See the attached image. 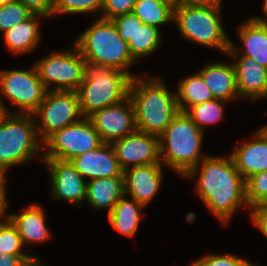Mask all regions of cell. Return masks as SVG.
<instances>
[{
  "instance_id": "6da1fadb",
  "label": "cell",
  "mask_w": 267,
  "mask_h": 266,
  "mask_svg": "<svg viewBox=\"0 0 267 266\" xmlns=\"http://www.w3.org/2000/svg\"><path fill=\"white\" fill-rule=\"evenodd\" d=\"M196 175L197 195L223 224L226 225L242 205L245 204L249 208L245 198V180L237 170L231 155H208L184 177L194 180Z\"/></svg>"
},
{
  "instance_id": "7a4b0ae2",
  "label": "cell",
  "mask_w": 267,
  "mask_h": 266,
  "mask_svg": "<svg viewBox=\"0 0 267 266\" xmlns=\"http://www.w3.org/2000/svg\"><path fill=\"white\" fill-rule=\"evenodd\" d=\"M137 131L160 136L179 113L176 93L158 77L135 76L129 86Z\"/></svg>"
},
{
  "instance_id": "3957f363",
  "label": "cell",
  "mask_w": 267,
  "mask_h": 266,
  "mask_svg": "<svg viewBox=\"0 0 267 266\" xmlns=\"http://www.w3.org/2000/svg\"><path fill=\"white\" fill-rule=\"evenodd\" d=\"M203 135L189 116L179 111L159 136L160 162L184 177L207 156H200Z\"/></svg>"
},
{
  "instance_id": "277c9868",
  "label": "cell",
  "mask_w": 267,
  "mask_h": 266,
  "mask_svg": "<svg viewBox=\"0 0 267 266\" xmlns=\"http://www.w3.org/2000/svg\"><path fill=\"white\" fill-rule=\"evenodd\" d=\"M131 77L120 70L84 61V80L76 90L84 117L129 96Z\"/></svg>"
},
{
  "instance_id": "5b68a950",
  "label": "cell",
  "mask_w": 267,
  "mask_h": 266,
  "mask_svg": "<svg viewBox=\"0 0 267 266\" xmlns=\"http://www.w3.org/2000/svg\"><path fill=\"white\" fill-rule=\"evenodd\" d=\"M74 44L86 61L109 66L127 73L131 78L135 77L129 67L137 61L130 54L128 43L119 35L112 20L96 19Z\"/></svg>"
},
{
  "instance_id": "8992f818",
  "label": "cell",
  "mask_w": 267,
  "mask_h": 266,
  "mask_svg": "<svg viewBox=\"0 0 267 266\" xmlns=\"http://www.w3.org/2000/svg\"><path fill=\"white\" fill-rule=\"evenodd\" d=\"M33 115L5 113L0 119V165L10 167L37 157L43 143Z\"/></svg>"
},
{
  "instance_id": "52a82bcc",
  "label": "cell",
  "mask_w": 267,
  "mask_h": 266,
  "mask_svg": "<svg viewBox=\"0 0 267 266\" xmlns=\"http://www.w3.org/2000/svg\"><path fill=\"white\" fill-rule=\"evenodd\" d=\"M222 7H189L175 4L173 22L177 24L180 34L193 43L211 46L224 54L230 46L221 23Z\"/></svg>"
},
{
  "instance_id": "ba28073f",
  "label": "cell",
  "mask_w": 267,
  "mask_h": 266,
  "mask_svg": "<svg viewBox=\"0 0 267 266\" xmlns=\"http://www.w3.org/2000/svg\"><path fill=\"white\" fill-rule=\"evenodd\" d=\"M28 70L0 71V94L17 106L15 114L33 115L48 91L41 82L36 67ZM0 97V107L5 113H11Z\"/></svg>"
},
{
  "instance_id": "9c48e42d",
  "label": "cell",
  "mask_w": 267,
  "mask_h": 266,
  "mask_svg": "<svg viewBox=\"0 0 267 266\" xmlns=\"http://www.w3.org/2000/svg\"><path fill=\"white\" fill-rule=\"evenodd\" d=\"M43 159L70 161L103 144L99 133L87 117L50 134L43 142Z\"/></svg>"
},
{
  "instance_id": "30bf717a",
  "label": "cell",
  "mask_w": 267,
  "mask_h": 266,
  "mask_svg": "<svg viewBox=\"0 0 267 266\" xmlns=\"http://www.w3.org/2000/svg\"><path fill=\"white\" fill-rule=\"evenodd\" d=\"M71 51H58L35 62L38 76L47 90L76 91L84 80V61L76 45Z\"/></svg>"
},
{
  "instance_id": "8fae6325",
  "label": "cell",
  "mask_w": 267,
  "mask_h": 266,
  "mask_svg": "<svg viewBox=\"0 0 267 266\" xmlns=\"http://www.w3.org/2000/svg\"><path fill=\"white\" fill-rule=\"evenodd\" d=\"M40 140L43 142L50 134L80 121L84 116L80 111L76 91L48 90L44 100L33 114ZM39 127V128H38Z\"/></svg>"
},
{
  "instance_id": "7c38bea8",
  "label": "cell",
  "mask_w": 267,
  "mask_h": 266,
  "mask_svg": "<svg viewBox=\"0 0 267 266\" xmlns=\"http://www.w3.org/2000/svg\"><path fill=\"white\" fill-rule=\"evenodd\" d=\"M87 118L103 143H112L137 131L135 109L129 96L118 104L93 112Z\"/></svg>"
},
{
  "instance_id": "4fadbf2b",
  "label": "cell",
  "mask_w": 267,
  "mask_h": 266,
  "mask_svg": "<svg viewBox=\"0 0 267 266\" xmlns=\"http://www.w3.org/2000/svg\"><path fill=\"white\" fill-rule=\"evenodd\" d=\"M122 170L140 165L161 163L159 137L135 131L111 143ZM131 163V164H130Z\"/></svg>"
},
{
  "instance_id": "5bb4252c",
  "label": "cell",
  "mask_w": 267,
  "mask_h": 266,
  "mask_svg": "<svg viewBox=\"0 0 267 266\" xmlns=\"http://www.w3.org/2000/svg\"><path fill=\"white\" fill-rule=\"evenodd\" d=\"M51 177V198L80 206L86 200L87 181L70 161L43 159Z\"/></svg>"
},
{
  "instance_id": "9a60e30c",
  "label": "cell",
  "mask_w": 267,
  "mask_h": 266,
  "mask_svg": "<svg viewBox=\"0 0 267 266\" xmlns=\"http://www.w3.org/2000/svg\"><path fill=\"white\" fill-rule=\"evenodd\" d=\"M162 166V163H154L124 170V194L146 207L161 186Z\"/></svg>"
},
{
  "instance_id": "2e32d148",
  "label": "cell",
  "mask_w": 267,
  "mask_h": 266,
  "mask_svg": "<svg viewBox=\"0 0 267 266\" xmlns=\"http://www.w3.org/2000/svg\"><path fill=\"white\" fill-rule=\"evenodd\" d=\"M70 162L86 181L123 175L111 143H103L71 159Z\"/></svg>"
},
{
  "instance_id": "e0dca14e",
  "label": "cell",
  "mask_w": 267,
  "mask_h": 266,
  "mask_svg": "<svg viewBox=\"0 0 267 266\" xmlns=\"http://www.w3.org/2000/svg\"><path fill=\"white\" fill-rule=\"evenodd\" d=\"M227 55L231 56L232 60H237L232 63L239 96L252 101L267 97V69L250 57L240 54Z\"/></svg>"
},
{
  "instance_id": "ac0fdd59",
  "label": "cell",
  "mask_w": 267,
  "mask_h": 266,
  "mask_svg": "<svg viewBox=\"0 0 267 266\" xmlns=\"http://www.w3.org/2000/svg\"><path fill=\"white\" fill-rule=\"evenodd\" d=\"M238 33L244 48L238 49L230 40L226 54H240L250 57L267 69V27L261 21L249 18L240 25Z\"/></svg>"
},
{
  "instance_id": "d6986e66",
  "label": "cell",
  "mask_w": 267,
  "mask_h": 266,
  "mask_svg": "<svg viewBox=\"0 0 267 266\" xmlns=\"http://www.w3.org/2000/svg\"><path fill=\"white\" fill-rule=\"evenodd\" d=\"M252 138L254 140L237 146L230 154L244 180L267 171V137L258 130Z\"/></svg>"
},
{
  "instance_id": "ffe728a7",
  "label": "cell",
  "mask_w": 267,
  "mask_h": 266,
  "mask_svg": "<svg viewBox=\"0 0 267 266\" xmlns=\"http://www.w3.org/2000/svg\"><path fill=\"white\" fill-rule=\"evenodd\" d=\"M21 213L8 214V219L17 228L23 245L41 243L51 237V232L45 225L43 208L39 204H31Z\"/></svg>"
},
{
  "instance_id": "44dd1931",
  "label": "cell",
  "mask_w": 267,
  "mask_h": 266,
  "mask_svg": "<svg viewBox=\"0 0 267 266\" xmlns=\"http://www.w3.org/2000/svg\"><path fill=\"white\" fill-rule=\"evenodd\" d=\"M215 99L230 101L239 97L233 63H209L198 72Z\"/></svg>"
},
{
  "instance_id": "7402d4cb",
  "label": "cell",
  "mask_w": 267,
  "mask_h": 266,
  "mask_svg": "<svg viewBox=\"0 0 267 266\" xmlns=\"http://www.w3.org/2000/svg\"><path fill=\"white\" fill-rule=\"evenodd\" d=\"M124 195V175L87 181L86 201L94 209H107L109 214Z\"/></svg>"
},
{
  "instance_id": "603a6c76",
  "label": "cell",
  "mask_w": 267,
  "mask_h": 266,
  "mask_svg": "<svg viewBox=\"0 0 267 266\" xmlns=\"http://www.w3.org/2000/svg\"><path fill=\"white\" fill-rule=\"evenodd\" d=\"M39 17L46 18L41 14L33 13L27 20L4 32V41L10 52L18 55L35 50L41 38Z\"/></svg>"
},
{
  "instance_id": "cb8c5ba5",
  "label": "cell",
  "mask_w": 267,
  "mask_h": 266,
  "mask_svg": "<svg viewBox=\"0 0 267 266\" xmlns=\"http://www.w3.org/2000/svg\"><path fill=\"white\" fill-rule=\"evenodd\" d=\"M125 196L124 194L120 198L107 216L113 229L126 237H132L136 234L140 223V210L145 206L133 198L128 200Z\"/></svg>"
},
{
  "instance_id": "d4e9b609",
  "label": "cell",
  "mask_w": 267,
  "mask_h": 266,
  "mask_svg": "<svg viewBox=\"0 0 267 266\" xmlns=\"http://www.w3.org/2000/svg\"><path fill=\"white\" fill-rule=\"evenodd\" d=\"M177 90L176 98L180 112H185L189 107L215 99L212 91L198 72L179 82Z\"/></svg>"
},
{
  "instance_id": "484cf974",
  "label": "cell",
  "mask_w": 267,
  "mask_h": 266,
  "mask_svg": "<svg viewBox=\"0 0 267 266\" xmlns=\"http://www.w3.org/2000/svg\"><path fill=\"white\" fill-rule=\"evenodd\" d=\"M175 4L169 0H137L133 13L143 22L159 28L174 19Z\"/></svg>"
},
{
  "instance_id": "4316f807",
  "label": "cell",
  "mask_w": 267,
  "mask_h": 266,
  "mask_svg": "<svg viewBox=\"0 0 267 266\" xmlns=\"http://www.w3.org/2000/svg\"><path fill=\"white\" fill-rule=\"evenodd\" d=\"M161 37L159 28L143 24L137 17L136 32L128 42L130 54L136 61L143 56L151 55L160 48Z\"/></svg>"
},
{
  "instance_id": "83f0119b",
  "label": "cell",
  "mask_w": 267,
  "mask_h": 266,
  "mask_svg": "<svg viewBox=\"0 0 267 266\" xmlns=\"http://www.w3.org/2000/svg\"><path fill=\"white\" fill-rule=\"evenodd\" d=\"M223 102L221 99H213L201 104L189 107L185 113L204 132V126L219 122L223 118Z\"/></svg>"
},
{
  "instance_id": "f1b7e54d",
  "label": "cell",
  "mask_w": 267,
  "mask_h": 266,
  "mask_svg": "<svg viewBox=\"0 0 267 266\" xmlns=\"http://www.w3.org/2000/svg\"><path fill=\"white\" fill-rule=\"evenodd\" d=\"M245 198L249 209L256 205L267 206V171L245 180Z\"/></svg>"
},
{
  "instance_id": "f546056e",
  "label": "cell",
  "mask_w": 267,
  "mask_h": 266,
  "mask_svg": "<svg viewBox=\"0 0 267 266\" xmlns=\"http://www.w3.org/2000/svg\"><path fill=\"white\" fill-rule=\"evenodd\" d=\"M24 245L17 228L7 218L0 220V253L11 255H28L23 248Z\"/></svg>"
},
{
  "instance_id": "4dcf8cb0",
  "label": "cell",
  "mask_w": 267,
  "mask_h": 266,
  "mask_svg": "<svg viewBox=\"0 0 267 266\" xmlns=\"http://www.w3.org/2000/svg\"><path fill=\"white\" fill-rule=\"evenodd\" d=\"M104 0H54V15L69 13H95L101 11Z\"/></svg>"
},
{
  "instance_id": "1f68e13d",
  "label": "cell",
  "mask_w": 267,
  "mask_h": 266,
  "mask_svg": "<svg viewBox=\"0 0 267 266\" xmlns=\"http://www.w3.org/2000/svg\"><path fill=\"white\" fill-rule=\"evenodd\" d=\"M32 14L18 1L0 6V31L6 32L16 24L27 20Z\"/></svg>"
},
{
  "instance_id": "d6a6232c",
  "label": "cell",
  "mask_w": 267,
  "mask_h": 266,
  "mask_svg": "<svg viewBox=\"0 0 267 266\" xmlns=\"http://www.w3.org/2000/svg\"><path fill=\"white\" fill-rule=\"evenodd\" d=\"M246 259H242L235 254H209L194 262L190 266H250Z\"/></svg>"
},
{
  "instance_id": "836d02e7",
  "label": "cell",
  "mask_w": 267,
  "mask_h": 266,
  "mask_svg": "<svg viewBox=\"0 0 267 266\" xmlns=\"http://www.w3.org/2000/svg\"><path fill=\"white\" fill-rule=\"evenodd\" d=\"M137 0H104L102 14L99 18L111 20L114 17L129 14Z\"/></svg>"
},
{
  "instance_id": "e575fe53",
  "label": "cell",
  "mask_w": 267,
  "mask_h": 266,
  "mask_svg": "<svg viewBox=\"0 0 267 266\" xmlns=\"http://www.w3.org/2000/svg\"><path fill=\"white\" fill-rule=\"evenodd\" d=\"M116 25L119 35L128 43L137 29V16L131 12L129 14L120 15L111 19Z\"/></svg>"
},
{
  "instance_id": "d590c367",
  "label": "cell",
  "mask_w": 267,
  "mask_h": 266,
  "mask_svg": "<svg viewBox=\"0 0 267 266\" xmlns=\"http://www.w3.org/2000/svg\"><path fill=\"white\" fill-rule=\"evenodd\" d=\"M0 266H43L37 256L0 253Z\"/></svg>"
},
{
  "instance_id": "8d00e7d4",
  "label": "cell",
  "mask_w": 267,
  "mask_h": 266,
  "mask_svg": "<svg viewBox=\"0 0 267 266\" xmlns=\"http://www.w3.org/2000/svg\"><path fill=\"white\" fill-rule=\"evenodd\" d=\"M32 13L50 18L54 12V0H17Z\"/></svg>"
},
{
  "instance_id": "74e56055",
  "label": "cell",
  "mask_w": 267,
  "mask_h": 266,
  "mask_svg": "<svg viewBox=\"0 0 267 266\" xmlns=\"http://www.w3.org/2000/svg\"><path fill=\"white\" fill-rule=\"evenodd\" d=\"M251 210V220L255 224L260 232L267 237V206L256 205Z\"/></svg>"
},
{
  "instance_id": "f35d334b",
  "label": "cell",
  "mask_w": 267,
  "mask_h": 266,
  "mask_svg": "<svg viewBox=\"0 0 267 266\" xmlns=\"http://www.w3.org/2000/svg\"><path fill=\"white\" fill-rule=\"evenodd\" d=\"M222 0H178L176 4L189 7H221Z\"/></svg>"
},
{
  "instance_id": "ab89813d",
  "label": "cell",
  "mask_w": 267,
  "mask_h": 266,
  "mask_svg": "<svg viewBox=\"0 0 267 266\" xmlns=\"http://www.w3.org/2000/svg\"><path fill=\"white\" fill-rule=\"evenodd\" d=\"M5 175L6 173L0 178V220H2V218H4V220L8 218V216L4 215L9 206L6 200V184L8 179Z\"/></svg>"
},
{
  "instance_id": "60d3db41",
  "label": "cell",
  "mask_w": 267,
  "mask_h": 266,
  "mask_svg": "<svg viewBox=\"0 0 267 266\" xmlns=\"http://www.w3.org/2000/svg\"><path fill=\"white\" fill-rule=\"evenodd\" d=\"M254 20H258L261 21L266 27H267V17H265L264 19L262 17H252Z\"/></svg>"
},
{
  "instance_id": "b9f144b4",
  "label": "cell",
  "mask_w": 267,
  "mask_h": 266,
  "mask_svg": "<svg viewBox=\"0 0 267 266\" xmlns=\"http://www.w3.org/2000/svg\"><path fill=\"white\" fill-rule=\"evenodd\" d=\"M17 0H0V6L2 5H6V4H10V3H14Z\"/></svg>"
},
{
  "instance_id": "7bdbcfd3",
  "label": "cell",
  "mask_w": 267,
  "mask_h": 266,
  "mask_svg": "<svg viewBox=\"0 0 267 266\" xmlns=\"http://www.w3.org/2000/svg\"><path fill=\"white\" fill-rule=\"evenodd\" d=\"M263 11H264V14L267 16V0H264V3H263Z\"/></svg>"
},
{
  "instance_id": "ee69618b",
  "label": "cell",
  "mask_w": 267,
  "mask_h": 266,
  "mask_svg": "<svg viewBox=\"0 0 267 266\" xmlns=\"http://www.w3.org/2000/svg\"><path fill=\"white\" fill-rule=\"evenodd\" d=\"M260 131L267 137V125L261 128Z\"/></svg>"
},
{
  "instance_id": "f6af8a7d",
  "label": "cell",
  "mask_w": 267,
  "mask_h": 266,
  "mask_svg": "<svg viewBox=\"0 0 267 266\" xmlns=\"http://www.w3.org/2000/svg\"><path fill=\"white\" fill-rule=\"evenodd\" d=\"M6 173V170L0 165V178Z\"/></svg>"
},
{
  "instance_id": "bcb514c9",
  "label": "cell",
  "mask_w": 267,
  "mask_h": 266,
  "mask_svg": "<svg viewBox=\"0 0 267 266\" xmlns=\"http://www.w3.org/2000/svg\"><path fill=\"white\" fill-rule=\"evenodd\" d=\"M5 114V111L0 107V119L3 117Z\"/></svg>"
},
{
  "instance_id": "7dc6e473",
  "label": "cell",
  "mask_w": 267,
  "mask_h": 266,
  "mask_svg": "<svg viewBox=\"0 0 267 266\" xmlns=\"http://www.w3.org/2000/svg\"><path fill=\"white\" fill-rule=\"evenodd\" d=\"M169 1H171L174 4H176L178 2V0H169Z\"/></svg>"
}]
</instances>
